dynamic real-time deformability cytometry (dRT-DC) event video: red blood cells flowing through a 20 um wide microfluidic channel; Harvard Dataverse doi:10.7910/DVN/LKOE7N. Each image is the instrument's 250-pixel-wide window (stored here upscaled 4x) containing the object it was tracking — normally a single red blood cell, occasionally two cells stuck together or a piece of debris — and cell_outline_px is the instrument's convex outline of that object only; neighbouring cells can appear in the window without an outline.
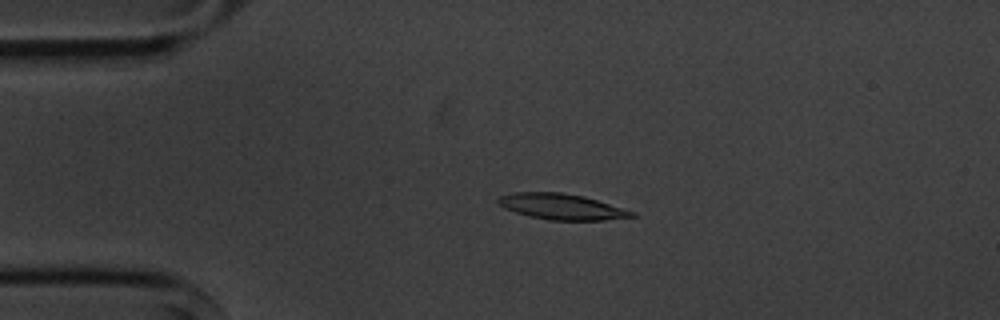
{"species": "common noctule bat (a hibernating species)", "species_latin": "Nyctalus noctula", "temperature_condition": "cold", "stored_images_in_passage": 3, "camera_frame_rate_fps": 3000, "um_per_image_px": 0.085, "animal": {"sex": "male", "body_mass_g": 20.1, "forearm_length_mm": 53.5}, "frame": {"image": 1, "passage_image": 3, "time_ms": 2.333, "image_size_px": [1000, 320], "cell_outline_px": [[636, 216], [604, 220], [548, 220], [528, 216], [504, 208], [496, 200], [500, 196], [512, 192], [560, 192], [584, 196], [636, 212]], "centroid_in_image_um": [47.73, 17.56], "position_along_channel_um": 37.3, "area_um2": 20.06}}